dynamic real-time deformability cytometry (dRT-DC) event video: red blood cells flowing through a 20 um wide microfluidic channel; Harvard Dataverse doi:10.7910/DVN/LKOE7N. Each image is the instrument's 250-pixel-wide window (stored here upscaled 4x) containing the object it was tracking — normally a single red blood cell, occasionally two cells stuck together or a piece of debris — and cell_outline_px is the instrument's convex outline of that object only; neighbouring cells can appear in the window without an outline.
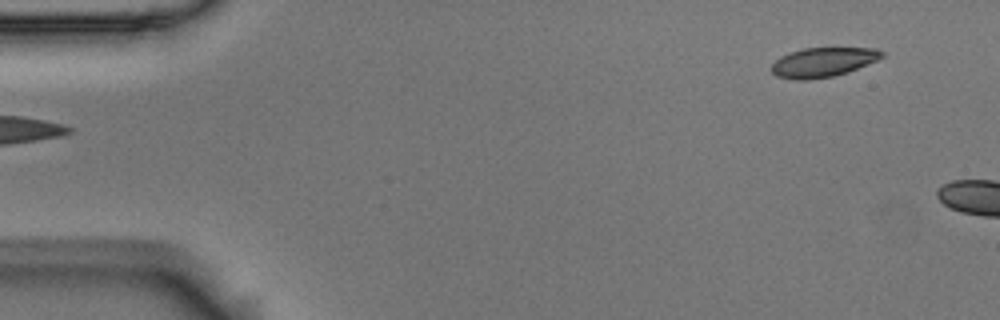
{"species": "Egyptian fruit bat (a non-hibernating species)", "species_latin": "Rousettus aegyptiacus", "temperature_condition": "room temperature", "stored_images_in_passage": 7, "camera_frame_rate_fps": 3000, "um_per_image_px": 0.085, "animal": {"sex": "male"}, "frame": {"image": 1, "passage_image": 1, "time_ms": 0.0, "image_size_px": [1000, 320], "cell_outline_px": [[884, 56], [876, 60], [848, 72], [832, 76], [804, 80], [796, 80], [776, 76], [772, 72], [772, 64], [780, 56], [804, 48], [876, 48], [884, 52]], "centroid_in_image_um": [69.95, 5.28], "position_along_channel_um": 15.0, "area_um2": 18.73}}